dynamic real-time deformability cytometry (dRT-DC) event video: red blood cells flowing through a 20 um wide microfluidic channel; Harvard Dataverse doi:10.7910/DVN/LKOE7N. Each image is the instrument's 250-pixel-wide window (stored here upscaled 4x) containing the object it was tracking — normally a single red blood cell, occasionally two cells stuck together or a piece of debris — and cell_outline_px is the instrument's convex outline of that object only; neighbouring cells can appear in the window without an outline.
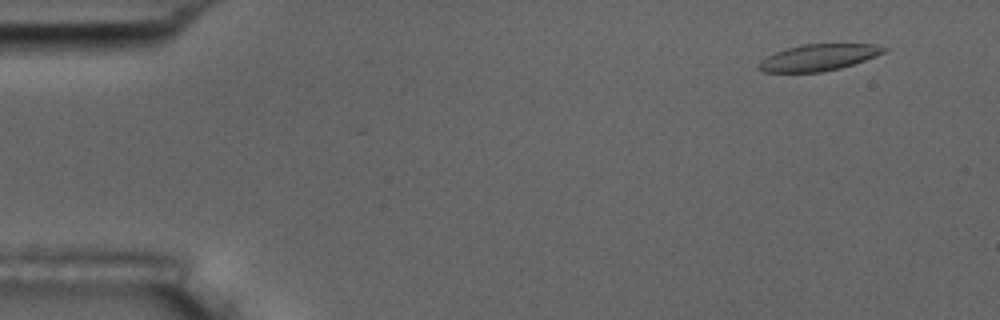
{"species": "common noctule bat (a hibernating species)", "species_latin": "Nyctalus noctula", "temperature_condition": "room temperature", "stored_images_in_passage": 5, "camera_frame_rate_fps": 3000, "um_per_image_px": 0.085, "animal": {"sex": "male", "body_mass_g": 17.5, "forearm_length_mm": 52.3}, "frame": {"image": 1, "passage_image": 1, "time_ms": 0.0, "image_size_px": [1000, 320], "cell_outline_px": [[888, 48], [884, 52], [876, 56], [840, 68], [820, 72], [764, 72], [756, 68], [756, 64], [760, 60], [776, 52], [788, 48], [804, 44], [872, 44]], "centroid_in_image_um": [69.53, 4.89], "position_along_channel_um": 15.5, "area_um2": 19.13}}
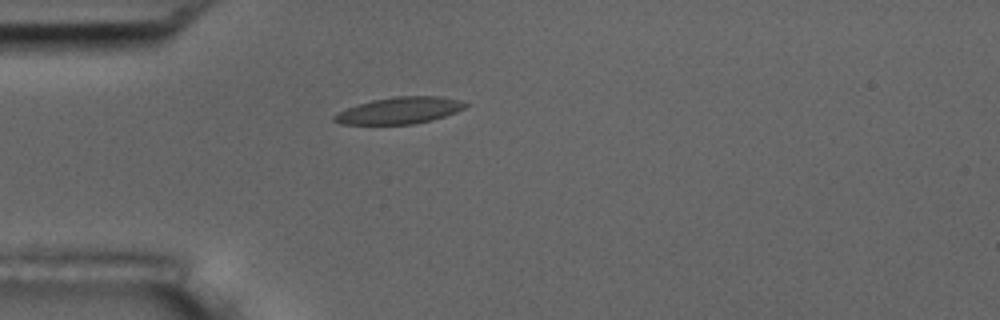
{"frame": {"image": 2, "passage_image": 4, "time_ms": 3.667, "image_size_px": [1000, 320], "cell_outline_px": [[468, 104], [464, 108], [456, 112], [444, 116], [412, 124], [340, 124], [332, 120], [332, 116], [336, 112], [356, 104], [372, 100], [396, 96], [440, 96], [460, 100]], "centroid_in_image_um": [33.89, 9.38], "position_along_channel_um": 51.1, "area_um2": 20.35}}